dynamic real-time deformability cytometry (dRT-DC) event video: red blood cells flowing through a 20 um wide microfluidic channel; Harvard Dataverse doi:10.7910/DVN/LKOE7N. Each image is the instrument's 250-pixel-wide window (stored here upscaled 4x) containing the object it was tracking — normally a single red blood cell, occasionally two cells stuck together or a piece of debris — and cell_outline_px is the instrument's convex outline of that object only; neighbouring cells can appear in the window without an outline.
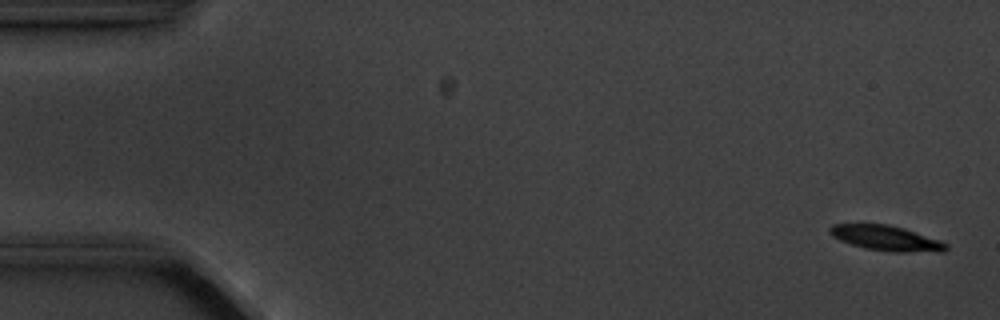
{"species": "common noctule bat (a hibernating species)", "species_latin": "Nyctalus noctula", "temperature_condition": "cold", "stored_images_in_passage": 4, "camera_frame_rate_fps": 3000, "um_per_image_px": 0.085, "animal": {"sex": "male", "body_mass_g": 20.1, "forearm_length_mm": 53.5}, "frame": {"image": 1, "passage_image": 1, "time_ms": 0.0, "image_size_px": [1000, 320], "cell_outline_px": [[948, 248], [944, 252], [892, 252], [864, 248], [840, 240], [832, 236], [828, 232], [828, 228], [832, 224], [888, 224], [904, 228], [940, 240], [948, 244]], "centroid_in_image_um": [75.34, 20.25], "position_along_channel_um": 9.7, "area_um2": 17.17}}